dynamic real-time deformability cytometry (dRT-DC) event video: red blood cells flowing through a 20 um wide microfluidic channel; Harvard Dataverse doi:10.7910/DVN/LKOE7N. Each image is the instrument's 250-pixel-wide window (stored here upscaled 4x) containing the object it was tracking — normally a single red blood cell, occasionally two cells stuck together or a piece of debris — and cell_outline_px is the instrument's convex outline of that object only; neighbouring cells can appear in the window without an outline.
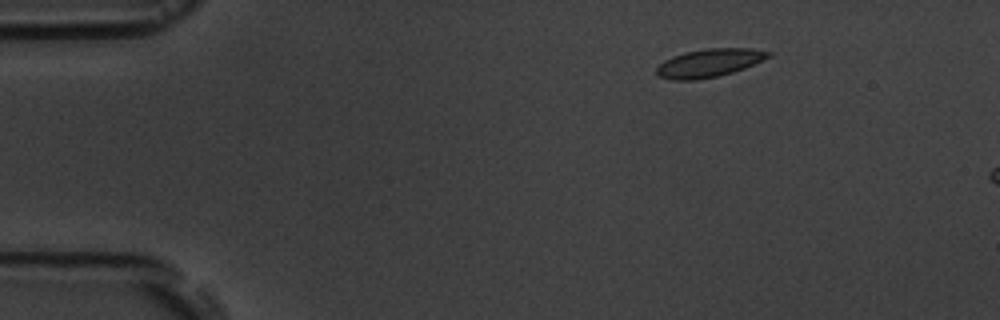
{"species": "common noctule bat (a hibernating species)", "species_latin": "Nyctalus noctula", "temperature_condition": "room temperature", "stored_images_in_passage": 3, "camera_frame_rate_fps": 3000, "um_per_image_px": 0.085, "animal": {"sex": "male", "body_mass_g": 19.5, "forearm_length_mm": 54.6}, "frame": {"image": 1, "passage_image": 1, "time_ms": 0.0, "image_size_px": [1000, 320], "cell_outline_px": [[772, 56], [744, 68], [732, 72], [716, 76], [696, 80], [672, 80], [656, 76], [656, 68], [664, 60], [672, 56], [704, 48], [752, 48], [772, 52]], "centroid_in_image_um": [60.27, 5.35], "position_along_channel_um": 24.7, "area_um2": 18.38}}